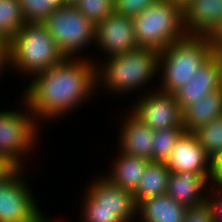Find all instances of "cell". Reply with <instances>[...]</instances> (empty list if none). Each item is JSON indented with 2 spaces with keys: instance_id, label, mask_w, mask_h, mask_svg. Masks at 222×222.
<instances>
[{
  "instance_id": "6da1fadb",
  "label": "cell",
  "mask_w": 222,
  "mask_h": 222,
  "mask_svg": "<svg viewBox=\"0 0 222 222\" xmlns=\"http://www.w3.org/2000/svg\"><path fill=\"white\" fill-rule=\"evenodd\" d=\"M93 62L95 59L87 57H65L32 77L23 99L37 121L61 118L92 97L97 86L98 61Z\"/></svg>"
},
{
  "instance_id": "7a4b0ae2",
  "label": "cell",
  "mask_w": 222,
  "mask_h": 222,
  "mask_svg": "<svg viewBox=\"0 0 222 222\" xmlns=\"http://www.w3.org/2000/svg\"><path fill=\"white\" fill-rule=\"evenodd\" d=\"M159 56L154 49L136 48L108 57L102 65L96 63L97 87L103 84L105 90L117 94L140 89L158 74Z\"/></svg>"
},
{
  "instance_id": "3957f363",
  "label": "cell",
  "mask_w": 222,
  "mask_h": 222,
  "mask_svg": "<svg viewBox=\"0 0 222 222\" xmlns=\"http://www.w3.org/2000/svg\"><path fill=\"white\" fill-rule=\"evenodd\" d=\"M207 35H187L160 52V91L174 94L190 82L199 67L214 53Z\"/></svg>"
},
{
  "instance_id": "277c9868",
  "label": "cell",
  "mask_w": 222,
  "mask_h": 222,
  "mask_svg": "<svg viewBox=\"0 0 222 222\" xmlns=\"http://www.w3.org/2000/svg\"><path fill=\"white\" fill-rule=\"evenodd\" d=\"M9 44L10 68L29 77L65 58L43 23H25Z\"/></svg>"
},
{
  "instance_id": "5b68a950",
  "label": "cell",
  "mask_w": 222,
  "mask_h": 222,
  "mask_svg": "<svg viewBox=\"0 0 222 222\" xmlns=\"http://www.w3.org/2000/svg\"><path fill=\"white\" fill-rule=\"evenodd\" d=\"M138 48L154 49L159 53L188 34L183 24V8L159 0L132 18Z\"/></svg>"
},
{
  "instance_id": "8992f818",
  "label": "cell",
  "mask_w": 222,
  "mask_h": 222,
  "mask_svg": "<svg viewBox=\"0 0 222 222\" xmlns=\"http://www.w3.org/2000/svg\"><path fill=\"white\" fill-rule=\"evenodd\" d=\"M22 100L25 112L7 109L0 111V160L15 164L23 170V155L35 146L40 132L36 117Z\"/></svg>"
},
{
  "instance_id": "52a82bcc",
  "label": "cell",
  "mask_w": 222,
  "mask_h": 222,
  "mask_svg": "<svg viewBox=\"0 0 222 222\" xmlns=\"http://www.w3.org/2000/svg\"><path fill=\"white\" fill-rule=\"evenodd\" d=\"M43 24L65 57L77 58L78 51L95 42V25L73 5L56 8Z\"/></svg>"
},
{
  "instance_id": "ba28073f",
  "label": "cell",
  "mask_w": 222,
  "mask_h": 222,
  "mask_svg": "<svg viewBox=\"0 0 222 222\" xmlns=\"http://www.w3.org/2000/svg\"><path fill=\"white\" fill-rule=\"evenodd\" d=\"M20 170L0 190V222H47Z\"/></svg>"
},
{
  "instance_id": "9c48e42d",
  "label": "cell",
  "mask_w": 222,
  "mask_h": 222,
  "mask_svg": "<svg viewBox=\"0 0 222 222\" xmlns=\"http://www.w3.org/2000/svg\"><path fill=\"white\" fill-rule=\"evenodd\" d=\"M136 102L130 111L151 129L184 128L183 110L174 94L156 88L145 92Z\"/></svg>"
},
{
  "instance_id": "30bf717a",
  "label": "cell",
  "mask_w": 222,
  "mask_h": 222,
  "mask_svg": "<svg viewBox=\"0 0 222 222\" xmlns=\"http://www.w3.org/2000/svg\"><path fill=\"white\" fill-rule=\"evenodd\" d=\"M109 57L138 48L132 18L113 12L95 25V42Z\"/></svg>"
},
{
  "instance_id": "8fae6325",
  "label": "cell",
  "mask_w": 222,
  "mask_h": 222,
  "mask_svg": "<svg viewBox=\"0 0 222 222\" xmlns=\"http://www.w3.org/2000/svg\"><path fill=\"white\" fill-rule=\"evenodd\" d=\"M102 176L94 179L85 192L95 202V209L115 210L124 222H134L139 217L133 192L112 184L104 175Z\"/></svg>"
},
{
  "instance_id": "7c38bea8",
  "label": "cell",
  "mask_w": 222,
  "mask_h": 222,
  "mask_svg": "<svg viewBox=\"0 0 222 222\" xmlns=\"http://www.w3.org/2000/svg\"><path fill=\"white\" fill-rule=\"evenodd\" d=\"M211 158L197 136L184 131L164 164L171 173L193 171L199 175H210Z\"/></svg>"
},
{
  "instance_id": "4fadbf2b",
  "label": "cell",
  "mask_w": 222,
  "mask_h": 222,
  "mask_svg": "<svg viewBox=\"0 0 222 222\" xmlns=\"http://www.w3.org/2000/svg\"><path fill=\"white\" fill-rule=\"evenodd\" d=\"M219 52L215 51L198 69L194 78L178 89L174 96L184 111L199 98L220 89Z\"/></svg>"
},
{
  "instance_id": "5bb4252c",
  "label": "cell",
  "mask_w": 222,
  "mask_h": 222,
  "mask_svg": "<svg viewBox=\"0 0 222 222\" xmlns=\"http://www.w3.org/2000/svg\"><path fill=\"white\" fill-rule=\"evenodd\" d=\"M209 176L193 171L170 173L166 194L185 208L199 205L208 199Z\"/></svg>"
},
{
  "instance_id": "9a60e30c",
  "label": "cell",
  "mask_w": 222,
  "mask_h": 222,
  "mask_svg": "<svg viewBox=\"0 0 222 222\" xmlns=\"http://www.w3.org/2000/svg\"><path fill=\"white\" fill-rule=\"evenodd\" d=\"M123 121L118 146L122 153L145 158L152 162V149L155 130L137 118L131 111Z\"/></svg>"
},
{
  "instance_id": "2e32d148",
  "label": "cell",
  "mask_w": 222,
  "mask_h": 222,
  "mask_svg": "<svg viewBox=\"0 0 222 222\" xmlns=\"http://www.w3.org/2000/svg\"><path fill=\"white\" fill-rule=\"evenodd\" d=\"M222 21V0H190L183 7L188 35H208Z\"/></svg>"
},
{
  "instance_id": "e0dca14e",
  "label": "cell",
  "mask_w": 222,
  "mask_h": 222,
  "mask_svg": "<svg viewBox=\"0 0 222 222\" xmlns=\"http://www.w3.org/2000/svg\"><path fill=\"white\" fill-rule=\"evenodd\" d=\"M113 160L114 162L110 168V174L107 176L104 175L112 184L124 189L133 192L138 183L143 177L144 171L149 164V160L141 157L131 156L125 153H122L119 150V153Z\"/></svg>"
},
{
  "instance_id": "ac0fdd59",
  "label": "cell",
  "mask_w": 222,
  "mask_h": 222,
  "mask_svg": "<svg viewBox=\"0 0 222 222\" xmlns=\"http://www.w3.org/2000/svg\"><path fill=\"white\" fill-rule=\"evenodd\" d=\"M186 209L163 194L140 201L137 204V215L142 222H183Z\"/></svg>"
},
{
  "instance_id": "d6986e66",
  "label": "cell",
  "mask_w": 222,
  "mask_h": 222,
  "mask_svg": "<svg viewBox=\"0 0 222 222\" xmlns=\"http://www.w3.org/2000/svg\"><path fill=\"white\" fill-rule=\"evenodd\" d=\"M184 131L194 133L213 119L222 116L221 89L205 95L184 111Z\"/></svg>"
},
{
  "instance_id": "ffe728a7",
  "label": "cell",
  "mask_w": 222,
  "mask_h": 222,
  "mask_svg": "<svg viewBox=\"0 0 222 222\" xmlns=\"http://www.w3.org/2000/svg\"><path fill=\"white\" fill-rule=\"evenodd\" d=\"M170 173L164 163L150 161L133 191L136 204L146 198L166 194Z\"/></svg>"
},
{
  "instance_id": "44dd1931",
  "label": "cell",
  "mask_w": 222,
  "mask_h": 222,
  "mask_svg": "<svg viewBox=\"0 0 222 222\" xmlns=\"http://www.w3.org/2000/svg\"><path fill=\"white\" fill-rule=\"evenodd\" d=\"M24 24L18 0H0V40L10 43Z\"/></svg>"
},
{
  "instance_id": "7402d4cb",
  "label": "cell",
  "mask_w": 222,
  "mask_h": 222,
  "mask_svg": "<svg viewBox=\"0 0 222 222\" xmlns=\"http://www.w3.org/2000/svg\"><path fill=\"white\" fill-rule=\"evenodd\" d=\"M183 132L184 128L156 129L153 139L152 162L165 163Z\"/></svg>"
},
{
  "instance_id": "603a6c76",
  "label": "cell",
  "mask_w": 222,
  "mask_h": 222,
  "mask_svg": "<svg viewBox=\"0 0 222 222\" xmlns=\"http://www.w3.org/2000/svg\"><path fill=\"white\" fill-rule=\"evenodd\" d=\"M194 134L205 151L212 157L222 150V116L213 119Z\"/></svg>"
},
{
  "instance_id": "cb8c5ba5",
  "label": "cell",
  "mask_w": 222,
  "mask_h": 222,
  "mask_svg": "<svg viewBox=\"0 0 222 222\" xmlns=\"http://www.w3.org/2000/svg\"><path fill=\"white\" fill-rule=\"evenodd\" d=\"M74 6L94 25L114 12V0H78Z\"/></svg>"
},
{
  "instance_id": "d4e9b609",
  "label": "cell",
  "mask_w": 222,
  "mask_h": 222,
  "mask_svg": "<svg viewBox=\"0 0 222 222\" xmlns=\"http://www.w3.org/2000/svg\"><path fill=\"white\" fill-rule=\"evenodd\" d=\"M25 23H43L55 10L46 0H18Z\"/></svg>"
},
{
  "instance_id": "484cf974",
  "label": "cell",
  "mask_w": 222,
  "mask_h": 222,
  "mask_svg": "<svg viewBox=\"0 0 222 222\" xmlns=\"http://www.w3.org/2000/svg\"><path fill=\"white\" fill-rule=\"evenodd\" d=\"M83 197L82 222H124L115 210L95 209V202L86 194Z\"/></svg>"
},
{
  "instance_id": "4316f807",
  "label": "cell",
  "mask_w": 222,
  "mask_h": 222,
  "mask_svg": "<svg viewBox=\"0 0 222 222\" xmlns=\"http://www.w3.org/2000/svg\"><path fill=\"white\" fill-rule=\"evenodd\" d=\"M159 0H114V12L134 18Z\"/></svg>"
},
{
  "instance_id": "83f0119b",
  "label": "cell",
  "mask_w": 222,
  "mask_h": 222,
  "mask_svg": "<svg viewBox=\"0 0 222 222\" xmlns=\"http://www.w3.org/2000/svg\"><path fill=\"white\" fill-rule=\"evenodd\" d=\"M183 222H215L214 212L208 199L199 205L188 207Z\"/></svg>"
},
{
  "instance_id": "f1b7e54d",
  "label": "cell",
  "mask_w": 222,
  "mask_h": 222,
  "mask_svg": "<svg viewBox=\"0 0 222 222\" xmlns=\"http://www.w3.org/2000/svg\"><path fill=\"white\" fill-rule=\"evenodd\" d=\"M209 183L210 188H222V150L218 151L211 158Z\"/></svg>"
},
{
  "instance_id": "f546056e",
  "label": "cell",
  "mask_w": 222,
  "mask_h": 222,
  "mask_svg": "<svg viewBox=\"0 0 222 222\" xmlns=\"http://www.w3.org/2000/svg\"><path fill=\"white\" fill-rule=\"evenodd\" d=\"M20 170L17 165L0 160V190L3 189Z\"/></svg>"
},
{
  "instance_id": "4dcf8cb0",
  "label": "cell",
  "mask_w": 222,
  "mask_h": 222,
  "mask_svg": "<svg viewBox=\"0 0 222 222\" xmlns=\"http://www.w3.org/2000/svg\"><path fill=\"white\" fill-rule=\"evenodd\" d=\"M209 190L211 191V193L207 194L208 201L211 203L215 222H222V188H215V190L218 191L213 190V188H210ZM212 193H214V195Z\"/></svg>"
},
{
  "instance_id": "1f68e13d",
  "label": "cell",
  "mask_w": 222,
  "mask_h": 222,
  "mask_svg": "<svg viewBox=\"0 0 222 222\" xmlns=\"http://www.w3.org/2000/svg\"><path fill=\"white\" fill-rule=\"evenodd\" d=\"M207 36L214 51L222 52V21Z\"/></svg>"
},
{
  "instance_id": "d6a6232c",
  "label": "cell",
  "mask_w": 222,
  "mask_h": 222,
  "mask_svg": "<svg viewBox=\"0 0 222 222\" xmlns=\"http://www.w3.org/2000/svg\"><path fill=\"white\" fill-rule=\"evenodd\" d=\"M6 66L10 68V44L0 40V73L7 69Z\"/></svg>"
},
{
  "instance_id": "836d02e7",
  "label": "cell",
  "mask_w": 222,
  "mask_h": 222,
  "mask_svg": "<svg viewBox=\"0 0 222 222\" xmlns=\"http://www.w3.org/2000/svg\"><path fill=\"white\" fill-rule=\"evenodd\" d=\"M54 9L64 6V0H46Z\"/></svg>"
},
{
  "instance_id": "e575fe53",
  "label": "cell",
  "mask_w": 222,
  "mask_h": 222,
  "mask_svg": "<svg viewBox=\"0 0 222 222\" xmlns=\"http://www.w3.org/2000/svg\"><path fill=\"white\" fill-rule=\"evenodd\" d=\"M170 3L178 4L180 7H184L190 0H165Z\"/></svg>"
},
{
  "instance_id": "d590c367",
  "label": "cell",
  "mask_w": 222,
  "mask_h": 222,
  "mask_svg": "<svg viewBox=\"0 0 222 222\" xmlns=\"http://www.w3.org/2000/svg\"><path fill=\"white\" fill-rule=\"evenodd\" d=\"M219 63H220V89L222 92V52H219Z\"/></svg>"
},
{
  "instance_id": "8d00e7d4",
  "label": "cell",
  "mask_w": 222,
  "mask_h": 222,
  "mask_svg": "<svg viewBox=\"0 0 222 222\" xmlns=\"http://www.w3.org/2000/svg\"><path fill=\"white\" fill-rule=\"evenodd\" d=\"M78 2V0H64V6L65 5H75Z\"/></svg>"
}]
</instances>
